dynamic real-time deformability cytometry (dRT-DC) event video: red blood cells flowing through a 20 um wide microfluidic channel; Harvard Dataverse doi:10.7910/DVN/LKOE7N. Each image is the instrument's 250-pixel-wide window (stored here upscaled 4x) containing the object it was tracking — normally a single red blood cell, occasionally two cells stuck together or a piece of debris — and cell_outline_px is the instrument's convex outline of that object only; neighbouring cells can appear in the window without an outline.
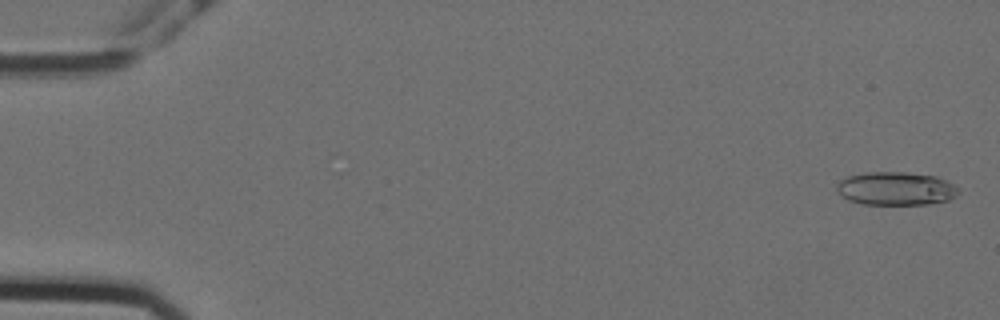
{"species": "Egyptian fruit bat (a non-hibernating species)", "species_latin": "Rousettus aegyptiacus", "temperature_condition": "cold", "stored_images_in_passage": 11, "camera_frame_rate_fps": 3000, "um_per_image_px": 0.085, "animal": {"sex": "female"}, "frame": {"image": 1, "passage_image": 2, "time_ms": 0.333, "image_size_px": [1000, 320], "cell_outline_px": [[960, 192], [956, 196], [948, 200], [928, 204], [864, 204], [848, 200], [840, 196], [836, 188], [836, 184], [840, 180], [848, 176], [864, 172], [908, 172], [936, 176], [960, 188]], "centroid_in_image_um": [76.14, 16.02], "position_along_channel_um": 8.9, "area_um2": 23.81}}